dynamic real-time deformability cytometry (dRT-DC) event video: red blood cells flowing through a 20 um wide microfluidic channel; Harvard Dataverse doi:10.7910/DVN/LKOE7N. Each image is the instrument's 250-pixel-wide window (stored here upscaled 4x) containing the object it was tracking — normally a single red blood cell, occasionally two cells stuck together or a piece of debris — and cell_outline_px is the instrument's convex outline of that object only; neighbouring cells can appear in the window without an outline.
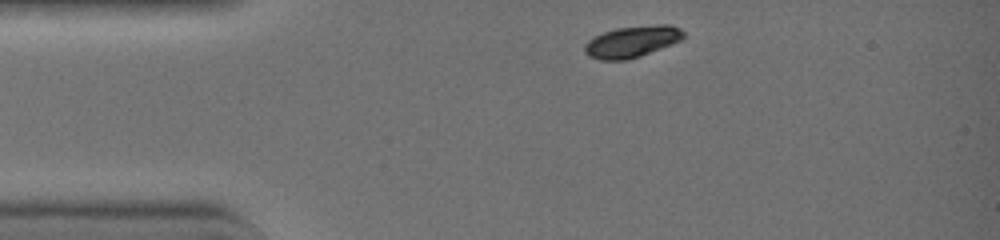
{"species": "common noctule bat (a hibernating species)", "species_latin": "Nyctalus noctula", "temperature_condition": "warm", "stored_images_in_passage": 4, "camera_frame_rate_fps": 3000, "um_per_image_px": 0.085, "animal": {"sex": "female", "body_mass_g": 19.0, "forearm_length_mm": 51.5}, "frame": {"image": 1, "passage_image": 1, "time_ms": 0.0, "image_size_px": [1000, 240], "cell_outline_px": [[684, 36], [680, 40], [672, 44], [640, 56], [628, 60], [600, 60], [588, 56], [584, 52], [584, 44], [588, 40], [604, 32], [616, 28], [656, 24], [668, 24], [680, 28], [684, 32]], "centroid_in_image_um": [53.71, 3.54], "position_along_channel_um": 31.3, "area_um2": 18.15}}
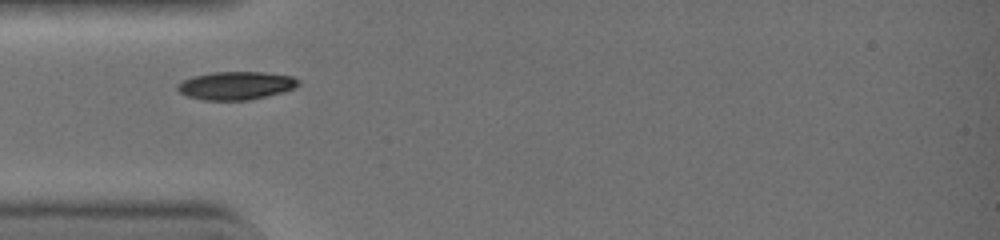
{"frame": {"image": 2, "passage_image": 3, "time_ms": 0.667, "image_size_px": [1000, 240], "cell_outline_px": [[300, 84], [296, 88], [284, 92], [248, 100], [204, 100], [188, 96], [180, 92], [176, 88], [176, 84], [192, 76], [212, 72], [264, 72], [292, 76], [300, 80]], "centroid_in_image_um": [20.08, 7.27], "position_along_channel_um": 64.9, "area_um2": 19.94}}